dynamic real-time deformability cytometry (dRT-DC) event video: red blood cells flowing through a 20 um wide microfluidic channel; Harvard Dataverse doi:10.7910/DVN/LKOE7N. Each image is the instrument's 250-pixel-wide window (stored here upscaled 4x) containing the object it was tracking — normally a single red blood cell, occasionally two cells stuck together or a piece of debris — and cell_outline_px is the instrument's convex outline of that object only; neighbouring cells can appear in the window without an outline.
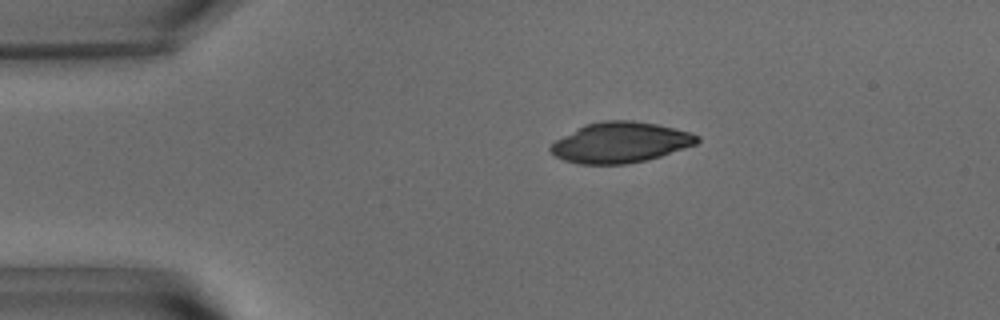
{"species": "common noctule bat (a hibernating species)", "species_latin": "Nyctalus noctula", "temperature_condition": "warm", "stored_images_in_passage": 45, "camera_frame_rate_fps": 3000, "um_per_image_px": 0.085, "animal": {"sex": "male", "body_mass_g": 15.6}, "frame": {"image": 1, "passage_image": 1, "time_ms": 0.0, "image_size_px": [1000, 320], "cell_outline_px": [[700, 140], [696, 144], [660, 156], [644, 160], [624, 164], [580, 164], [564, 160], [556, 156], [548, 148], [556, 140], [576, 128], [584, 124], [604, 120], [632, 120], [656, 124], [688, 132], [700, 136]], "centroid_in_image_um": [52.71, 12.1], "position_along_channel_um": 32.3, "area_um2": 34.33}}